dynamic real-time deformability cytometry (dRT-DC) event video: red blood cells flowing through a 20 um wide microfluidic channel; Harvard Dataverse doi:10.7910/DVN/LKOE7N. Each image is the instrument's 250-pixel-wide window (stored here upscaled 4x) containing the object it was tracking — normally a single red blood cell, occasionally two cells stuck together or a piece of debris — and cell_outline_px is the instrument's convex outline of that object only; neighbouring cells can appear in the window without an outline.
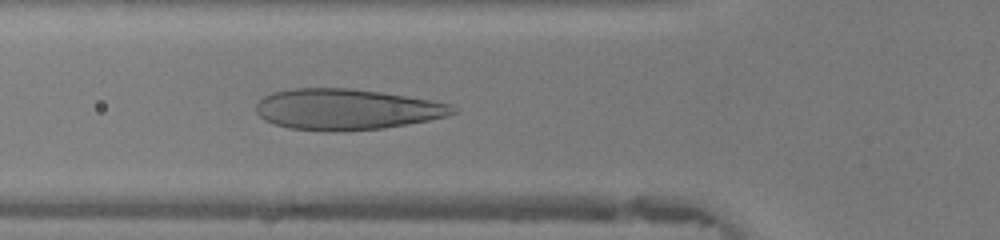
{"species": "human", "species_latin": "Homo sapiens", "temperature_condition": "warm", "stored_images_in_passage": 37, "camera_frame_rate_fps": 3000, "um_per_image_px": 0.085, "donor": {"sex": "female"}, "frame": {"image": 1, "passage_image": 11, "time_ms": 3.333, "image_size_px": [1000, 240], "cell_outline_px": [[460, 108], [456, 112], [448, 116], [428, 120], [384, 128], [332, 132], [324, 132], [288, 128], [264, 120], [256, 112], [256, 104], [264, 96], [272, 92], [292, 88], [348, 88], [380, 92], [428, 100], [448, 104]], "centroid_in_image_um": [29.42, 9.3], "position_along_channel_um": 96.4, "area_um2": 46.88}}
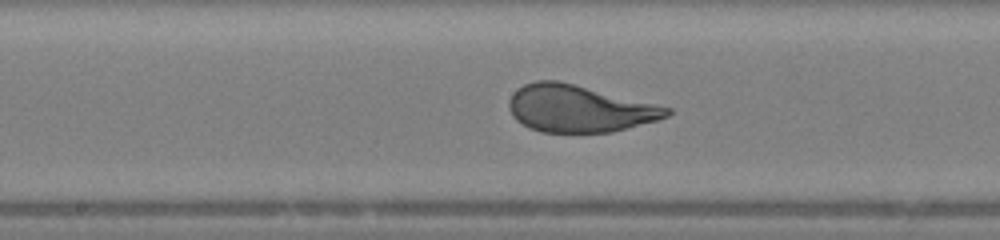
{"frame": {"image": 2, "passage_image": 18, "time_ms": 5.667, "image_size_px": [1000, 240], "cell_outline_px": [[672, 112], [668, 116], [656, 120], [612, 132], [540, 132], [528, 128], [516, 120], [512, 116], [508, 108], [508, 100], [512, 92], [516, 88], [524, 84], [536, 80], [556, 80], [672, 108]], "centroid_in_image_um": [49.15, 9.23], "position_along_channel_um": 199.0, "area_um2": 43.12}}
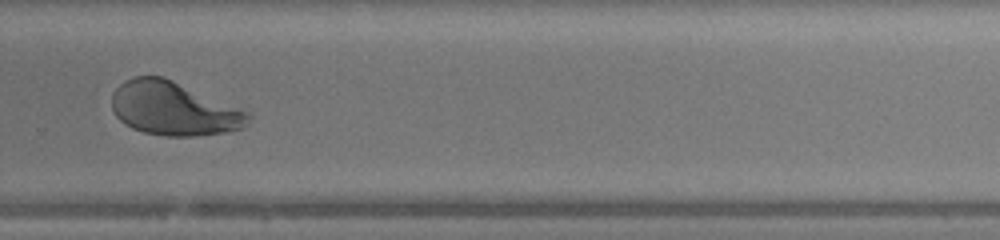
{"frame": {"image": 3, "passage_image": 26, "time_ms": 8.333, "image_size_px": [1000, 240], "cell_outline_px": [[252, 120], [244, 128], [228, 132], [192, 136], [164, 136], [144, 132], [132, 128], [124, 124], [116, 116], [112, 108], [112, 92], [124, 80], [132, 76], [164, 76], [240, 108], [252, 116]], "centroid_in_image_um": [14.76, 9.23], "position_along_channel_um": 315.0, "area_um2": 42.89}, "authors_computed_cell_mechanics": {"area_um2": 43.5812, "velocity_mm_per_s": 4.3781, "shape_relaxation_time_tau1_ms": 3.8565, "shape_relaxation_time_tau2_ms": null, "deformation_change_tau1": 0.237, "deformation_change_tau2": null}}